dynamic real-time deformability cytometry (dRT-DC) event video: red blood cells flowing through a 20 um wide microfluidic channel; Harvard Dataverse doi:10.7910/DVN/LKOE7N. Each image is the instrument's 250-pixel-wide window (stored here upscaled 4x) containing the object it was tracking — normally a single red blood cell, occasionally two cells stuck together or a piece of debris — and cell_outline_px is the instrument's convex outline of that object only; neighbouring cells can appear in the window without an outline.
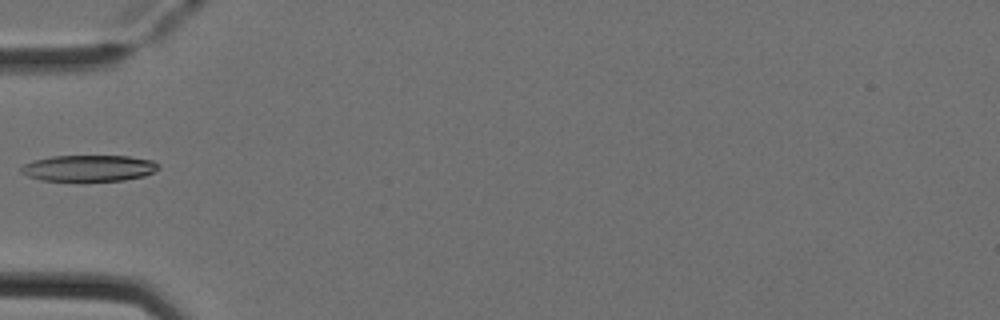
{"species": "Egyptian fruit bat (a non-hibernating species)", "species_latin": "Rousettus aegyptiacus", "temperature_condition": "cold", "stored_images_in_passage": 6, "camera_frame_rate_fps": 3000, "um_per_image_px": 0.085, "animal": {"sex": "female"}, "frame": {"image": 1, "passage_image": 5, "time_ms": 1.333, "image_size_px": [1000, 320], "cell_outline_px": [[160, 168], [144, 176], [124, 180], [40, 180], [28, 176], [20, 172], [20, 168], [24, 164], [32, 160], [52, 156], [128, 156], [152, 160], [160, 164]], "centroid_in_image_um": [7.55, 14.28], "position_along_channel_um": 77.5, "area_um2": 20.92}}
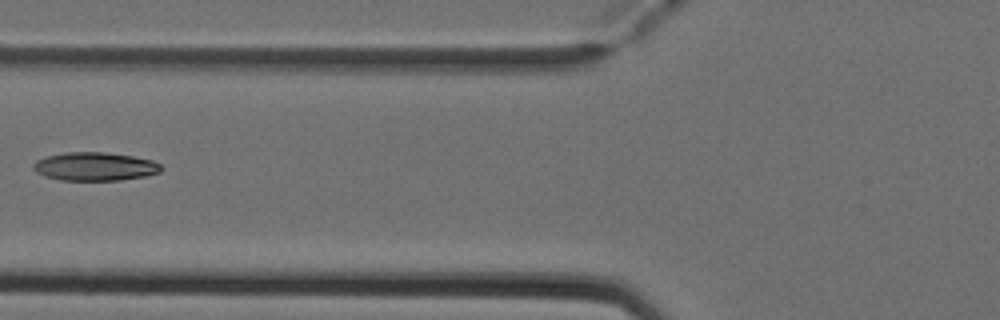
{"frame": {"image": 2, "passage_image": 6, "time_ms": 1.667, "image_size_px": [1000, 320], "cell_outline_px": [[160, 172], [148, 176], [120, 180], [60, 180], [44, 176], [36, 172], [32, 168], [32, 164], [36, 160], [44, 156], [68, 152], [108, 152], [132, 156], [152, 160], [160, 164]], "centroid_in_image_um": [8.03, 14.15], "position_along_channel_um": 117.8, "area_um2": 21.33}}